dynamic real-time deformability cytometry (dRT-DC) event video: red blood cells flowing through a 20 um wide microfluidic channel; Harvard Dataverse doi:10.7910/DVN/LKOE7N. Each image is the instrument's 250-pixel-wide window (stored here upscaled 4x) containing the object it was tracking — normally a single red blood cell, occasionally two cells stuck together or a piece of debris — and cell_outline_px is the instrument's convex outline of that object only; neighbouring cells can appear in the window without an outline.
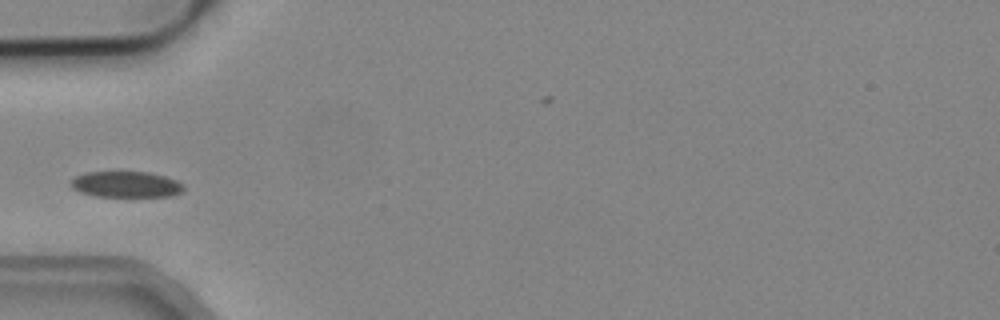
{"species": "common noctule bat (a hibernating species)", "species_latin": "Nyctalus noctula", "temperature_condition": "cold", "stored_images_in_passage": 5, "camera_frame_rate_fps": 3000, "um_per_image_px": 0.085, "animal": {"sex": "male", "body_mass_g": 19.2, "forearm_length_mm": 51.8}, "frame": {"image": 1, "passage_image": 3, "time_ms": 0.667, "image_size_px": [1000, 320], "cell_outline_px": [[184, 188], [180, 192], [172, 196], [96, 196], [80, 192], [72, 188], [68, 184], [76, 176], [84, 172], [148, 172], [164, 176], [176, 180], [184, 184]], "centroid_in_image_um": [10.69, 15.67], "position_along_channel_um": 74.3, "area_um2": 17.05}}